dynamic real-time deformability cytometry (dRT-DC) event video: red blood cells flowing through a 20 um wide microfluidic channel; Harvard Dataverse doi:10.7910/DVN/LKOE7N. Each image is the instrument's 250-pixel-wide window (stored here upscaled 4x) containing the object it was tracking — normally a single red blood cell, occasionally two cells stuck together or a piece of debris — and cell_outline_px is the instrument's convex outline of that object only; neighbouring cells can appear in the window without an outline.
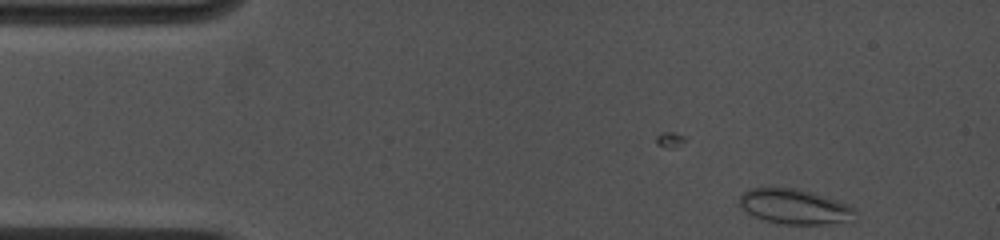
{"species": "common noctule bat (a hibernating species)", "species_latin": "Nyctalus noctula", "temperature_condition": "cold", "stored_images_in_passage": 3, "camera_frame_rate_fps": 4500, "um_per_image_px": 0.085, "animal": {"sex": "female", "body_mass_g": 19.0, "forearm_length_mm": 53.3}, "frame": {"image": 1, "passage_image": 3, "time_ms": 0.444, "image_size_px": [1000, 240], "cell_outline_px": [[856, 212], [844, 220], [820, 224], [780, 224], [764, 220], [748, 212], [740, 204], [740, 196], [744, 192], [752, 188], [796, 188], [812, 192], [836, 200], [856, 208]], "centroid_in_image_um": [67.49, 17.54], "position_along_channel_um": 17.5, "area_um2": 22.83}}